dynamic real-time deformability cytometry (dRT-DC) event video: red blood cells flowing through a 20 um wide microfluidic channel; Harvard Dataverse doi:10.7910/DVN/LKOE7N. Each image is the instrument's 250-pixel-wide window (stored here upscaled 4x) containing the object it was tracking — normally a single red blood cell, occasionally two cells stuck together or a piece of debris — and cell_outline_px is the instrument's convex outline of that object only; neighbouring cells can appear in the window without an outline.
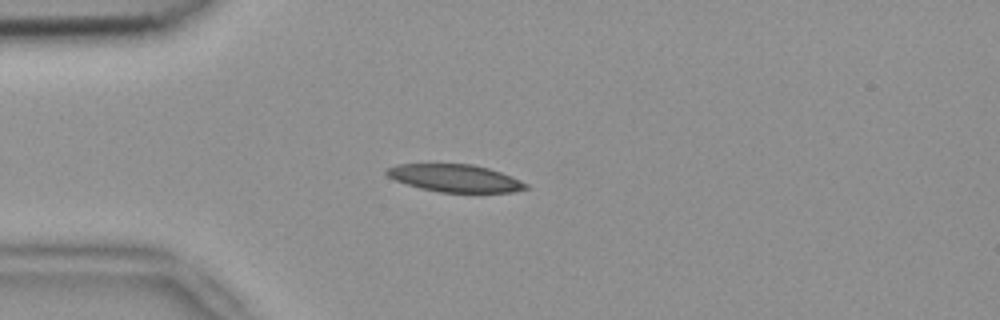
{"species": "common noctule bat (a hibernating species)", "species_latin": "Nyctalus noctula", "temperature_condition": "room temperature", "stored_images_in_passage": 4, "camera_frame_rate_fps": 3000, "um_per_image_px": 0.085, "animal": {"sex": "female", "body_mass_g": 18.4}, "frame": {"image": 1, "passage_image": 4, "time_ms": 1.0, "image_size_px": [1000, 320], "cell_outline_px": [[528, 188], [512, 192], [440, 192], [420, 188], [396, 180], [388, 176], [384, 172], [384, 168], [400, 164], [472, 164], [488, 168], [512, 176], [528, 184]], "centroid_in_image_um": [38.67, 15.14], "position_along_channel_um": 46.3, "area_um2": 22.2}}